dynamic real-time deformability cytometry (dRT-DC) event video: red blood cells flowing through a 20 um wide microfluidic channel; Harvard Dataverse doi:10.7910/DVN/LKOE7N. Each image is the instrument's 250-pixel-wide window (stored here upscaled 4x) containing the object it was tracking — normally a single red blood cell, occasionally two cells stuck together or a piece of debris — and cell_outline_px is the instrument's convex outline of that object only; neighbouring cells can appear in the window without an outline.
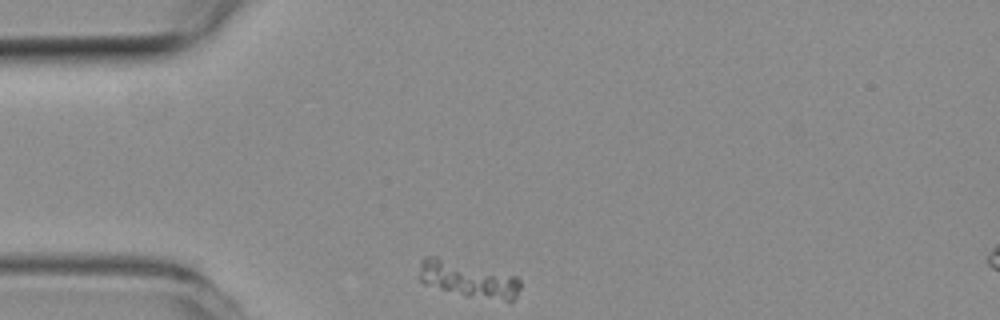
{"species": "common noctule bat (a hibernating species)", "species_latin": "Nyctalus noctula", "temperature_condition": "room temperature", "stored_images_in_passage": 31, "camera_frame_rate_fps": 3000, "um_per_image_px": 0.085, "animal": {"sex": "female", "body_mass_g": 19.3, "forearm_length_mm": 54.1}, "frame": {"image": 1, "passage_image": 1, "time_ms": 0.0, "image_size_px": [1000, 320], "cell_outline_px": [[520, 288], [516, 296], [512, 300], [504, 300], [464, 296], [424, 284], [420, 280], [420, 260], [424, 256], [436, 256], [516, 276], [520, 280]], "centroid_in_image_um": [39.77, 23.73], "position_along_channel_um": 45.2, "area_um2": 21.04}}
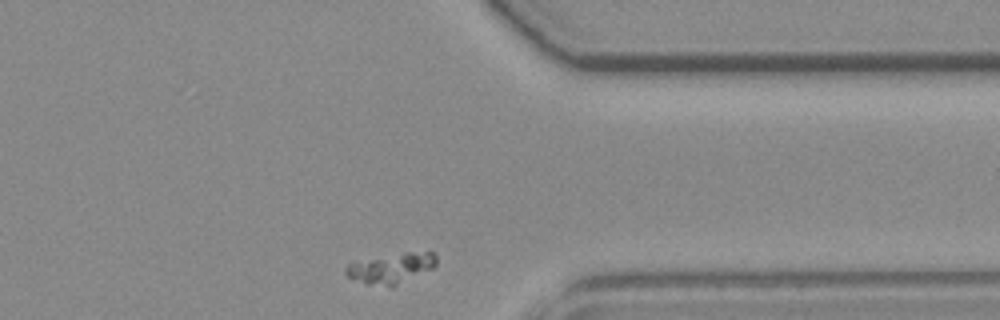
{"frame": {"image": 2, "passage_image": 31, "time_ms": 10.0, "image_size_px": [1000, 320], "cell_outline_px": [[436, 264], [432, 268], [392, 288], [368, 284], [348, 276], [344, 272], [344, 268], [348, 264], [404, 252], [432, 252], [436, 256]], "centroid_in_image_um": [33.27, 22.82], "position_along_channel_um": 378.1, "area_um2": 15.61}}